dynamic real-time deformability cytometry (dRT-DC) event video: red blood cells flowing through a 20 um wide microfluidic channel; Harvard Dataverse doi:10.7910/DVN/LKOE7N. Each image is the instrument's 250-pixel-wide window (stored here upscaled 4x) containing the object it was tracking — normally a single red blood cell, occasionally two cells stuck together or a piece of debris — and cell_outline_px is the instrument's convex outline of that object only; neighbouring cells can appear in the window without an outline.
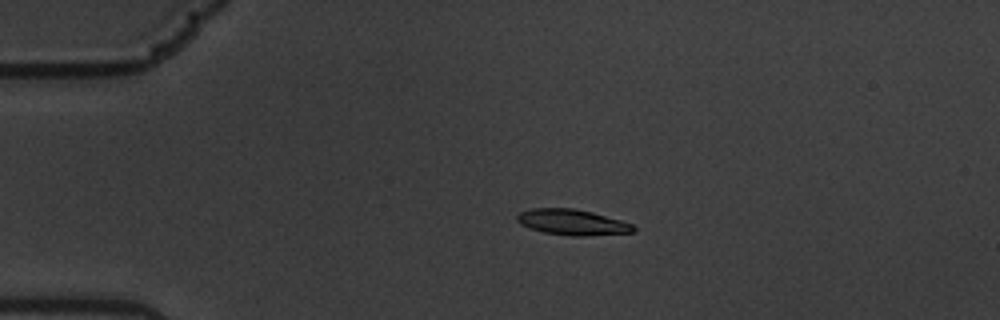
{"species": "common noctule bat (a hibernating species)", "species_latin": "Nyctalus noctula", "temperature_condition": "warm", "stored_images_in_passage": 48, "camera_frame_rate_fps": 3000, "um_per_image_px": 0.085, "animal": {"sex": "male", "body_mass_g": 19.5, "forearm_length_mm": 54.6}, "frame": {"image": 1, "passage_image": 1, "time_ms": 0.0, "image_size_px": [1000, 320], "cell_outline_px": [[636, 232], [584, 236], [572, 236], [544, 232], [520, 224], [516, 220], [516, 216], [520, 212], [532, 208], [572, 208], [592, 212], [620, 220], [632, 224], [636, 228]], "centroid_in_image_um": [48.65, 18.89], "position_along_channel_um": 36.3, "area_um2": 17.34}}
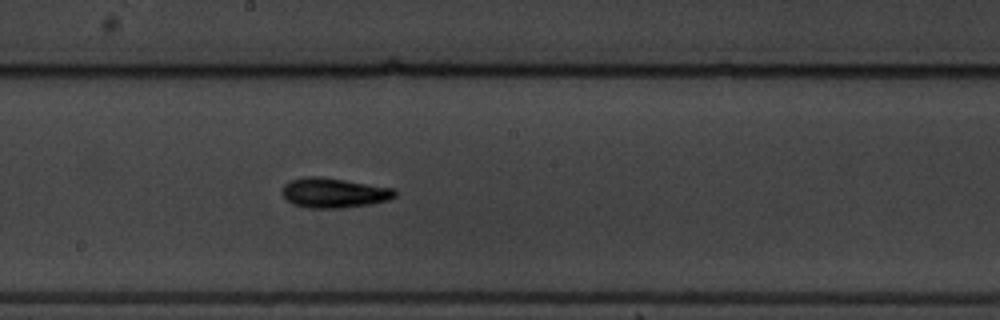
{"frame": {"image": 2, "passage_image": 21, "time_ms": 6.667, "image_size_px": [1000, 320], "cell_outline_px": [[396, 196], [388, 200], [372, 204], [340, 208], [308, 208], [292, 204], [280, 192], [284, 184], [292, 180], [304, 176], [320, 176], [396, 188]], "centroid_in_image_um": [28.39, 16.39], "position_along_channel_um": 219.8, "area_um2": 19.83}}
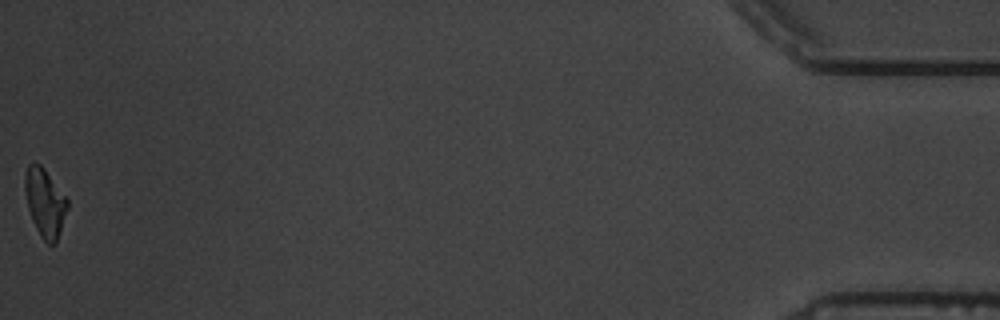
{"frame": {"image": 3, "passage_image": 48, "time_ms": 15.667, "image_size_px": [1000, 320], "cell_outline_px": [[68, 208], [56, 244], [48, 244], [40, 236], [32, 220], [28, 208], [24, 192], [24, 176], [28, 164], [40, 164], [44, 168], [68, 200]], "centroid_in_image_um": [3.81, 17.24], "position_along_channel_um": 431.4, "area_um2": 16.88}, "authors_computed_cell_mechanics": {"area_um2": 17.8024, "velocity_mm_per_s": 3.3863, "shape_relaxation_time_tau1_ms": 2.9829, "shape_relaxation_time_tau2_ms": 4.0167, "deformation_change_tau1": 0.1132, "deformation_change_tau2": 0.0983}}